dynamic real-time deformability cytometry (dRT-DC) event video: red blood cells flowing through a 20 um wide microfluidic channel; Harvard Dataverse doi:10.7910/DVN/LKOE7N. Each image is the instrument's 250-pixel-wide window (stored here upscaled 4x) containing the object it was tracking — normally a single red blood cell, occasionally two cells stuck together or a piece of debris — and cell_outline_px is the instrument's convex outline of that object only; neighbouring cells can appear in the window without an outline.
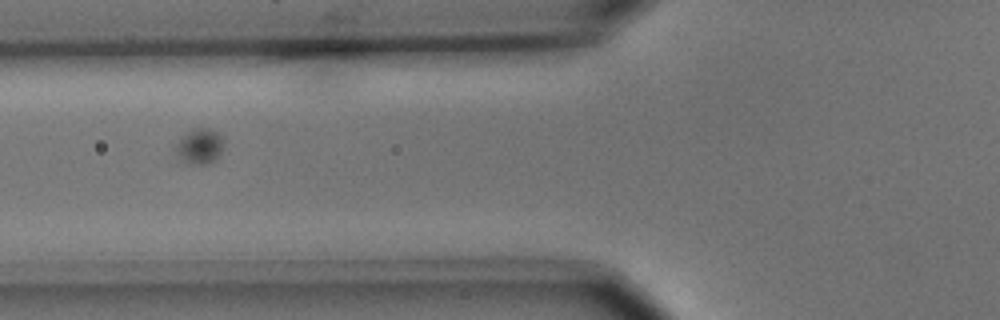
{"species": "common noctule bat (a hibernating species)", "species_latin": "Nyctalus noctula", "temperature_condition": "cold", "stored_images_in_passage": 10, "camera_frame_rate_fps": 3000, "um_per_image_px": 0.085, "animal": {"sex": "male", "body_mass_g": 15.6}, "frame": {"image": 1, "passage_image": 7, "time_ms": 7.0, "image_size_px": [1000, 320], "cell_outline_px": [[224, 144], [216, 160], [208, 164], [188, 164], [180, 160], [172, 148], [172, 144], [192, 128], [208, 128], [216, 132], [224, 140]], "centroid_in_image_um": [16.89, 12.44], "position_along_channel_um": 108.9, "area_um2": 10.29}}
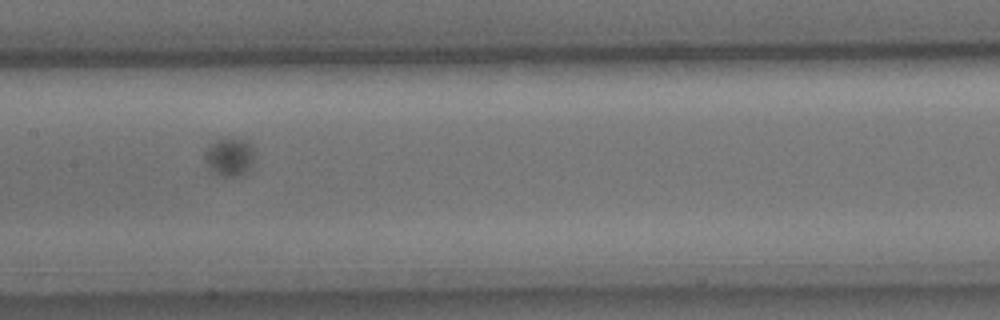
{"frame": {"image": 2, "passage_image": 9, "time_ms": 9.333, "image_size_px": [1000, 320], "cell_outline_px": [[256, 156], [248, 172], [244, 176], [224, 176], [212, 172], [204, 160], [204, 152], [208, 144], [216, 140], [244, 140], [252, 144]], "centroid_in_image_um": [19.53, 13.37], "position_along_channel_um": 187.9, "area_um2": 11.27}}
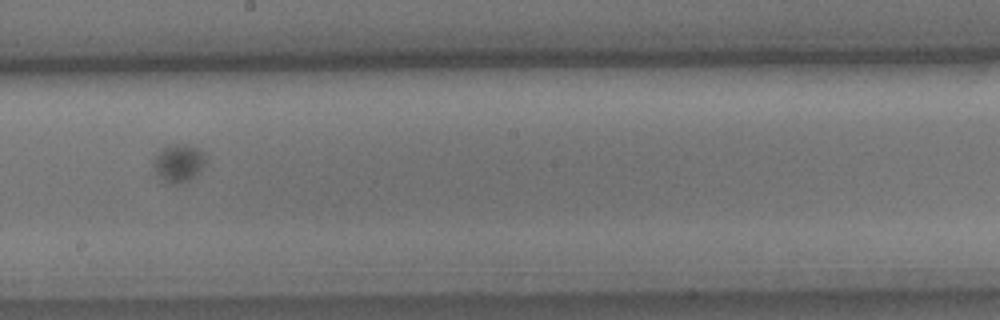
{"frame": {"image": 3, "passage_image": 10, "time_ms": 10.667, "image_size_px": [1000, 320], "cell_outline_px": [[208, 160], [200, 172], [188, 180], [180, 184], [168, 184], [156, 172], [152, 164], [152, 160], [160, 148], [172, 144], [184, 144], [196, 148]], "centroid_in_image_um": [15.16, 13.86], "position_along_channel_um": 233.0, "area_um2": 11.56}}